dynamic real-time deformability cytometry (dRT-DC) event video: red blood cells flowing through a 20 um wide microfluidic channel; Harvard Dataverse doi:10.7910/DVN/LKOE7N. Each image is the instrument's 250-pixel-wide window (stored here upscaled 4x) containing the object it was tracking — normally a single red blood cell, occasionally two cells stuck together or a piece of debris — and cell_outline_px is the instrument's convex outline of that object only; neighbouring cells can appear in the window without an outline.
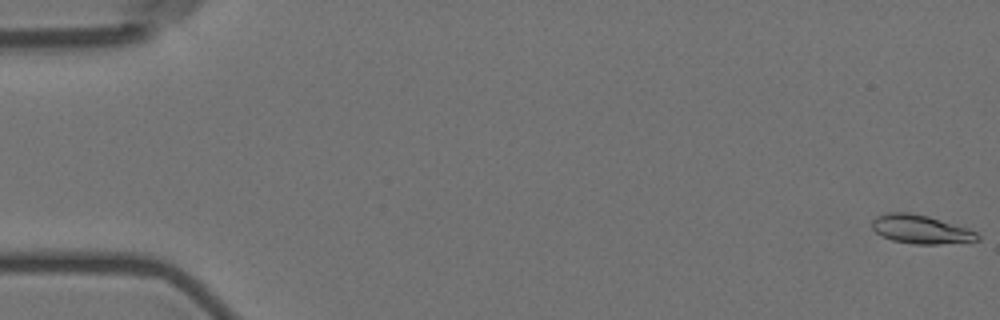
{"species": "Egyptian fruit bat (a non-hibernating species)", "species_latin": "Rousettus aegyptiacus", "temperature_condition": "room temperature", "stored_images_in_passage": 5, "camera_frame_rate_fps": 3000, "um_per_image_px": 0.085, "animal": {"sex": "female"}, "frame": {"image": 1, "passage_image": 1, "time_ms": 0.0, "image_size_px": [1000, 320], "cell_outline_px": [[980, 240], [940, 244], [916, 244], [892, 240], [880, 236], [872, 228], [872, 220], [876, 216], [884, 212], [908, 212], [928, 216], [968, 228], [976, 232], [980, 236]], "centroid_in_image_um": [78.24, 19.48], "position_along_channel_um": 6.8, "area_um2": 17.69}}
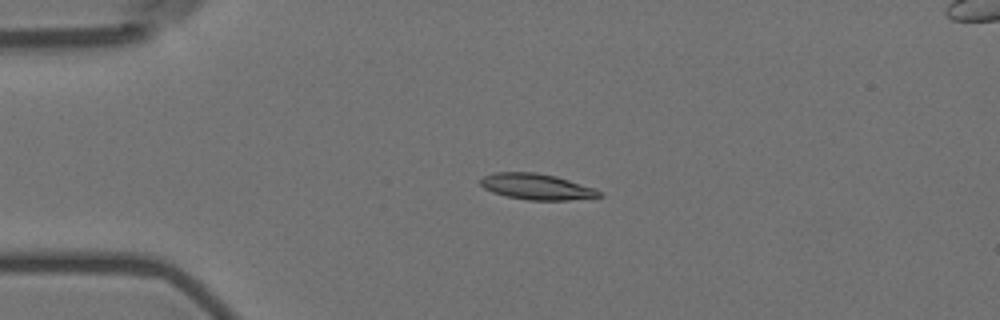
{"frame": {"image": 2, "passage_image": 4, "time_ms": 4.333, "image_size_px": [1000, 320], "cell_outline_px": [[604, 196], [568, 200], [528, 200], [508, 196], [492, 192], [484, 188], [480, 184], [480, 180], [484, 176], [492, 172], [536, 172], [556, 176], [596, 188], [604, 192]], "centroid_in_image_um": [45.66, 15.86], "position_along_channel_um": 39.3, "area_um2": 18.09}}